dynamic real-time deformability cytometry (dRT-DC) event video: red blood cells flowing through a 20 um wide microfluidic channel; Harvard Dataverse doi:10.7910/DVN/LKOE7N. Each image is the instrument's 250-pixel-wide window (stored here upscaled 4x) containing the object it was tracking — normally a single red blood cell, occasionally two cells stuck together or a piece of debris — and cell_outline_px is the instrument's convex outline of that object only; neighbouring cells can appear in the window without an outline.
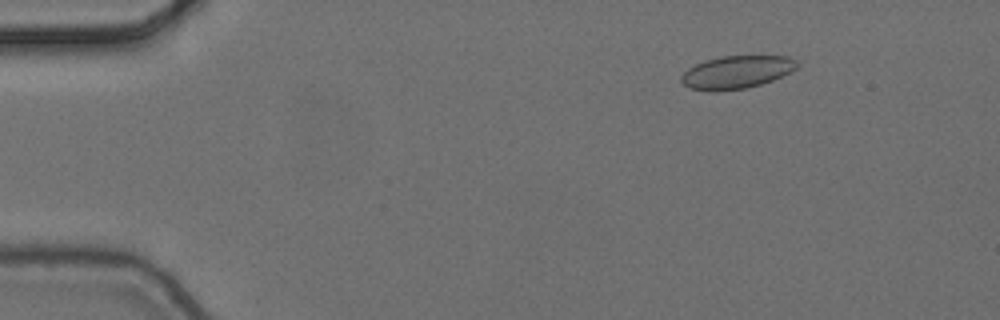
{"species": "common noctule bat (a hibernating species)", "species_latin": "Nyctalus noctula", "temperature_condition": "cold", "stored_images_in_passage": 10, "camera_frame_rate_fps": 3000, "um_per_image_px": 0.085, "animal": {"sex": "female", "body_mass_g": 24.6, "forearm_length_mm": 56.2}, "frame": {"image": 1, "passage_image": 3, "time_ms": 0.667, "image_size_px": [1000, 320], "cell_outline_px": [[800, 64], [796, 68], [772, 80], [760, 84], [744, 88], [712, 92], [708, 92], [688, 88], [680, 80], [680, 76], [688, 68], [704, 60], [720, 56], [788, 56], [796, 60]], "centroid_in_image_um": [62.56, 6.13], "position_along_channel_um": 22.4, "area_um2": 22.2}}
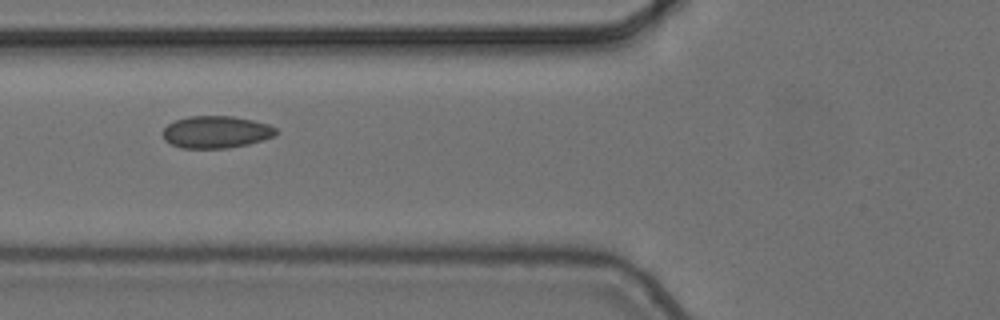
{"frame": {"image": 2, "passage_image": 7, "time_ms": 2.0, "image_size_px": [1000, 320], "cell_outline_px": [[280, 132], [276, 136], [248, 144], [228, 148], [180, 148], [164, 140], [164, 128], [168, 124], [176, 120], [188, 116], [232, 116], [252, 120], [268, 124], [276, 128]], "centroid_in_image_um": [18.4, 11.22], "position_along_channel_um": 107.4, "area_um2": 21.27}}
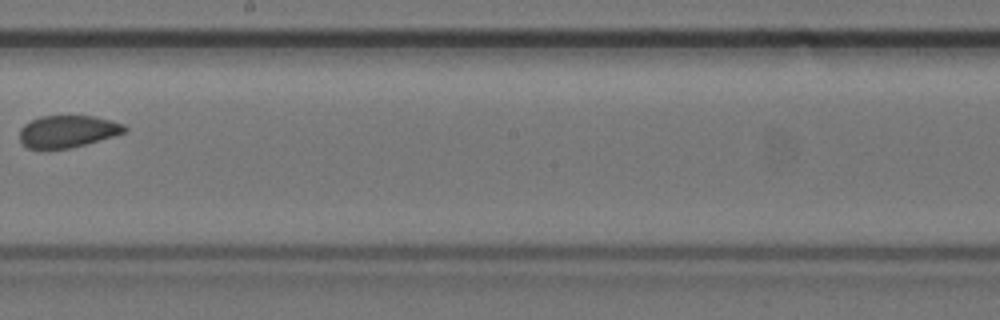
{"frame": {"image": 3, "passage_image": 10, "time_ms": 3.0, "image_size_px": [1000, 320], "cell_outline_px": [[128, 128], [124, 132], [112, 136], [72, 148], [44, 152], [28, 148], [20, 140], [20, 128], [24, 124], [40, 116], [92, 116], [112, 120], [124, 124]], "centroid_in_image_um": [5.7, 11.2], "position_along_channel_um": 242.5, "area_um2": 20.06}}